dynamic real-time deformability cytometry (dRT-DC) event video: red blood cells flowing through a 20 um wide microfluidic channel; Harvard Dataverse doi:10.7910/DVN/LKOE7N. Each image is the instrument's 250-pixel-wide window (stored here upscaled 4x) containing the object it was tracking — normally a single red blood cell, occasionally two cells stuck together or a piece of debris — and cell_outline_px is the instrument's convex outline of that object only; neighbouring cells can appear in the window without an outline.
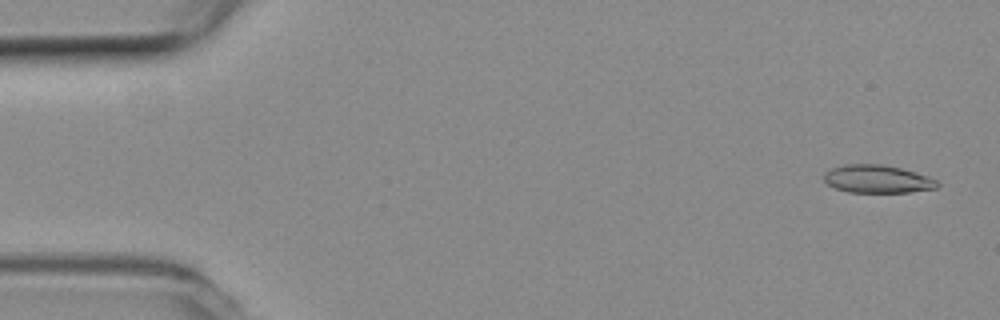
{"species": "common noctule bat (a hibernating species)", "species_latin": "Nyctalus noctula", "temperature_condition": "room temperature", "stored_images_in_passage": 53, "camera_frame_rate_fps": 3000, "um_per_image_px": 0.085, "animal": {"sex": "female", "body_mass_g": 19.3, "forearm_length_mm": 54.1}, "frame": {"image": 1, "passage_image": 2, "time_ms": 0.333, "image_size_px": [1000, 320], "cell_outline_px": [[940, 184], [936, 188], [908, 192], [848, 192], [836, 188], [828, 184], [824, 180], [824, 172], [832, 168], [844, 164], [880, 164], [900, 168], [936, 180]], "centroid_in_image_um": [74.52, 15.22], "position_along_channel_um": 10.5, "area_um2": 18.15}}
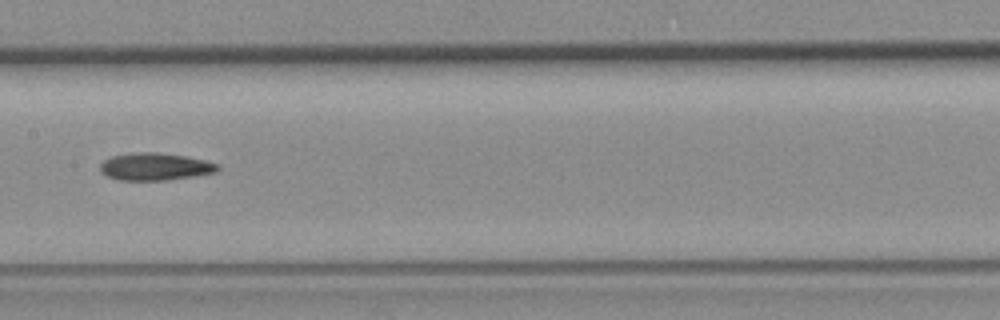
{"frame": {"image": 2, "passage_image": 26, "time_ms": 8.333, "image_size_px": [1000, 320], "cell_outline_px": [[220, 168], [216, 172], [196, 176], [164, 180], [120, 180], [108, 176], [100, 172], [100, 164], [104, 160], [112, 156], [136, 152], [156, 152], [184, 156], [204, 160], [220, 164]], "centroid_in_image_um": [13.19, 14.16], "position_along_channel_um": 194.2, "area_um2": 18.73}}
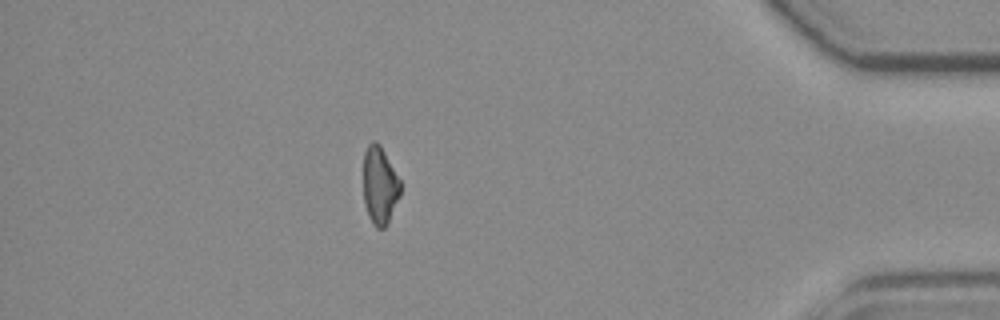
{"frame": {"image": 3, "passage_image": 46, "time_ms": 15.0, "image_size_px": [1000, 320], "cell_outline_px": [[400, 196], [388, 224], [384, 228], [376, 228], [372, 224], [368, 216], [364, 204], [364, 152], [368, 144], [372, 140], [376, 140], [380, 144], [400, 180]], "centroid_in_image_um": [32.27, 15.78], "position_along_channel_um": 402.9, "area_um2": 16.94}}